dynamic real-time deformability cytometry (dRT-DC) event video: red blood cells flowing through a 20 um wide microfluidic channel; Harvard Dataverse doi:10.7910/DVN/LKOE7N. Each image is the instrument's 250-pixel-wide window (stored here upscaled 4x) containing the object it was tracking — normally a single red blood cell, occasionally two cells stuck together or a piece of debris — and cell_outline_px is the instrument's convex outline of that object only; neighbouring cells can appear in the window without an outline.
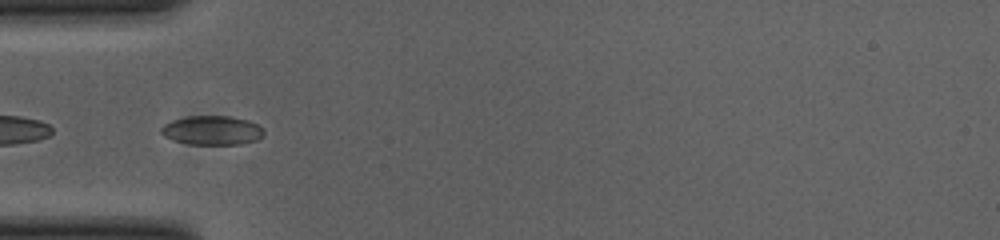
{"species": "common noctule bat (a hibernating species)", "species_latin": "Nyctalus noctula", "temperature_condition": "cold", "stored_images_in_passage": 47, "segment_of_instrument_passage": [2, 2], "camera_frame_rate_fps": 3000, "um_per_image_px": 0.085, "animal": {"sex": "female", "body_mass_g": 23.0, "forearm_length_mm": 53.4}, "frame": {"image": 1, "passage_image": 11, "time_ms": 3.333, "image_size_px": [1000, 240], "cell_outline_px": [[264, 136], [256, 140], [240, 144], [188, 144], [164, 136], [160, 132], [160, 128], [164, 124], [172, 120], [188, 116], [228, 116], [248, 120], [264, 128]], "centroid_in_image_um": [18.04, 11.07], "position_along_channel_um": 67.0, "area_um2": 17.4}}
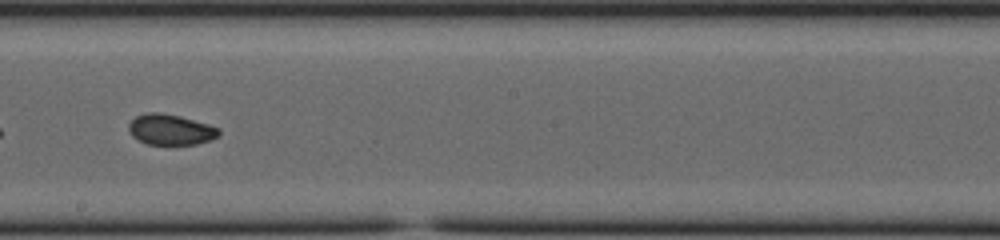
{"frame": {"image": 2, "passage_image": 24, "time_ms": 7.667, "image_size_px": [1000, 240], "cell_outline_px": [[220, 136], [196, 144], [148, 144], [136, 140], [132, 136], [128, 128], [128, 124], [136, 116], [148, 112], [160, 112], [180, 116], [208, 124], [220, 128]], "centroid_in_image_um": [14.49, 11.01], "position_along_channel_um": 233.7, "area_um2": 16.13}}
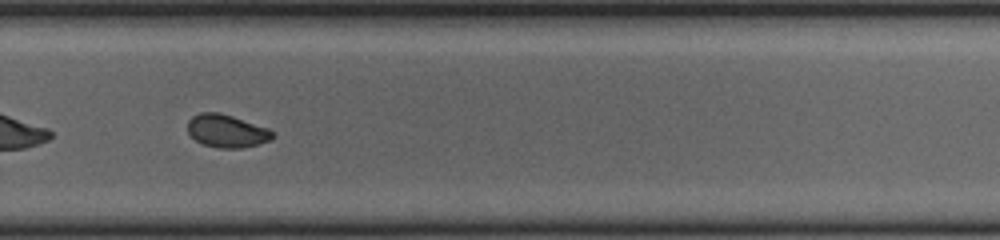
{"frame": {"image": 3, "passage_image": 30, "time_ms": 9.667, "image_size_px": [1000, 240], "cell_outline_px": [[276, 136], [272, 140], [260, 144], [244, 148], [216, 148], [200, 144], [188, 132], [188, 120], [192, 116], [200, 112], [220, 112], [268, 128], [276, 132]], "centroid_in_image_um": [19.31, 11.15], "position_along_channel_um": 310.5, "area_um2": 16.65}}